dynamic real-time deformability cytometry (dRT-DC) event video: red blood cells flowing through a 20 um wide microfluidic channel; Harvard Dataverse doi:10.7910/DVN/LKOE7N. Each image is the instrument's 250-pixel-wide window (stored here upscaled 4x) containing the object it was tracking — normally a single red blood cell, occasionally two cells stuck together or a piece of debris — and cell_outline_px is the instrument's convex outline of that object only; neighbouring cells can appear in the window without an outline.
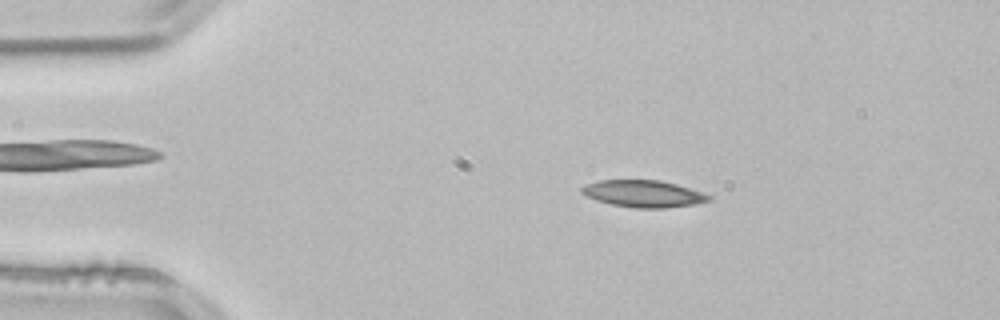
{"species": "common noctule bat (a hibernating species)", "species_latin": "Nyctalus noctula", "temperature_condition": "room temperature", "stored_images_in_passage": 52, "camera_frame_rate_fps": 3000, "um_per_image_px": 0.085, "animal": {"sex": "male", "body_mass_g": 21.5, "forearm_length_mm": 52.0}, "frame": {"image": 1, "passage_image": 9, "time_ms": 2.667, "image_size_px": [1000, 320], "cell_outline_px": [[712, 200], [692, 204], [664, 208], [636, 208], [612, 204], [596, 200], [580, 192], [580, 188], [584, 184], [600, 180], [660, 180], [676, 184], [712, 196]], "centroid_in_image_um": [54.65, 16.46], "position_along_channel_um": 30.3, "area_um2": 19.77}}
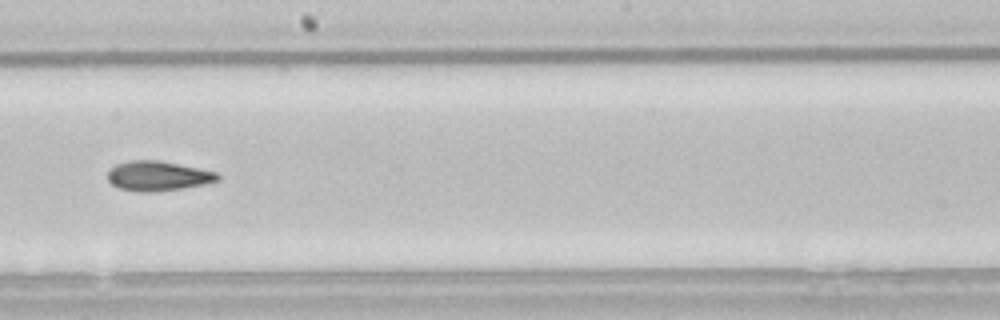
{"frame": {"image": 2, "passage_image": 29, "time_ms": 9.333, "image_size_px": [1000, 320], "cell_outline_px": [[220, 180], [204, 184], [156, 192], [140, 192], [120, 188], [112, 184], [108, 180], [108, 172], [116, 164], [132, 160], [156, 160], [216, 172], [220, 176]], "centroid_in_image_um": [13.41, 14.96], "position_along_channel_um": 234.8, "area_um2": 18.73}}
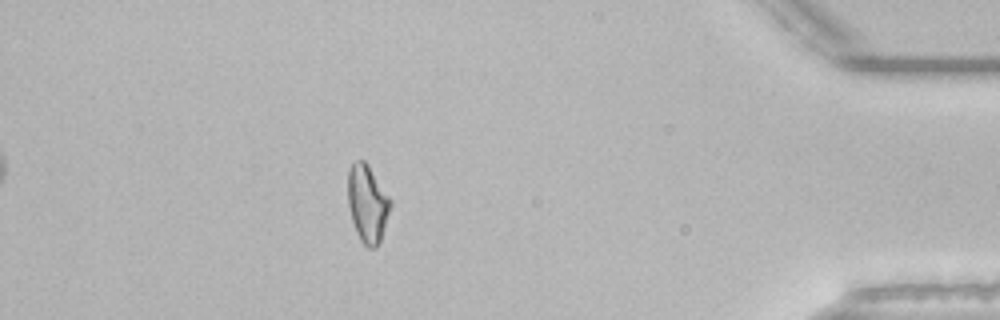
{"frame": {"image": 3, "passage_image": 46, "time_ms": 15.0, "image_size_px": [1000, 320], "cell_outline_px": [[392, 204], [380, 244], [376, 248], [368, 248], [360, 240], [356, 232], [352, 220], [348, 204], [348, 168], [356, 160], [364, 160], [368, 164], [388, 196]], "centroid_in_image_um": [31.23, 17.33], "position_along_channel_um": 404.0, "area_um2": 19.25}, "authors_computed_cell_mechanics": {"area_um2": 19.3341, "velocity_mm_per_s": 3.8258, "shape_relaxation_time_tau1_ms": 7.3698, "shape_relaxation_time_tau2_ms": 4.9307, "deformation_change_tau1": 0.1808, "deformation_change_tau2": 0.1411}}